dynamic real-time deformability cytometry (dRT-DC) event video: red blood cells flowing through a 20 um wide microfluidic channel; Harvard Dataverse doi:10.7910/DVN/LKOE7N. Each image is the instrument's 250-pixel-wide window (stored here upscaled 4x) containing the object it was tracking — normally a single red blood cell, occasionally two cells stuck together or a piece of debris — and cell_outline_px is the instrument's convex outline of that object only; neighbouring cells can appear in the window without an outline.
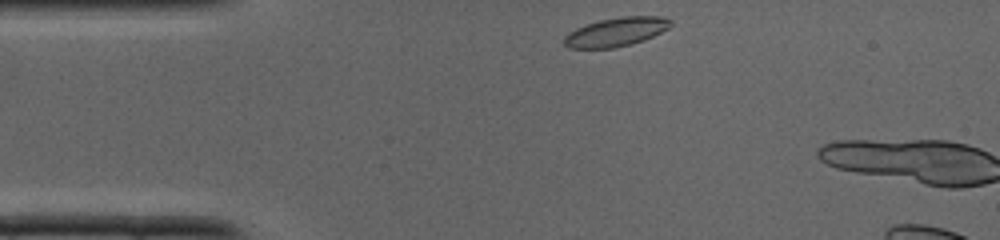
{"species": "common noctule bat (a hibernating species)", "species_latin": "Nyctalus noctula", "temperature_condition": "cold", "stored_images_in_passage": 2, "camera_frame_rate_fps": 3000, "um_per_image_px": 0.085, "animal": {"sex": "male", "body_mass_g": 19.0, "forearm_length_mm": 50.8}, "frame": {"image": 1, "passage_image": 1, "time_ms": 0.0, "image_size_px": [1000, 240], "cell_outline_px": [[672, 24], [668, 28], [644, 40], [612, 48], [568, 48], [564, 44], [564, 36], [568, 32], [576, 28], [600, 20], [624, 16], [664, 16], [672, 20]], "centroid_in_image_um": [52.37, 2.7], "position_along_channel_um": 32.6, "area_um2": 17.74}}